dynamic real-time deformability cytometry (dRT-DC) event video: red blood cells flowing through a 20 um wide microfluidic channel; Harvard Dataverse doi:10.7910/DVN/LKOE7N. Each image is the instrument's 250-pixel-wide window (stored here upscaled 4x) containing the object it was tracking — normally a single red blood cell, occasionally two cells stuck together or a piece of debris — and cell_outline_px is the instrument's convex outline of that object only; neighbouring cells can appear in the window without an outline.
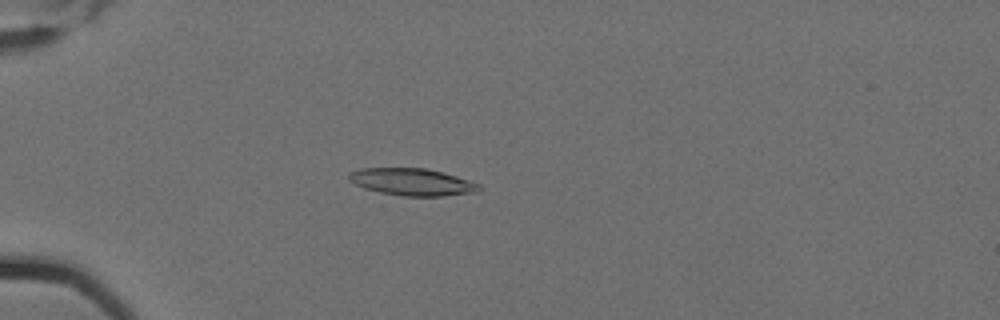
{"species": "Egyptian fruit bat (a non-hibernating species)", "species_latin": "Rousettus aegyptiacus", "temperature_condition": "cold", "stored_images_in_passage": 10, "camera_frame_rate_fps": 3000, "um_per_image_px": 0.085, "animal": {"sex": "female"}, "frame": {"image": 1, "passage_image": 5, "time_ms": 1.333, "image_size_px": [1000, 320], "cell_outline_px": [[480, 192], [444, 196], [400, 196], [380, 192], [364, 188], [348, 180], [348, 172], [360, 168], [424, 168], [444, 172], [480, 184]], "centroid_in_image_um": [35.03, 15.47], "position_along_channel_um": 50.0, "area_um2": 20.75}}
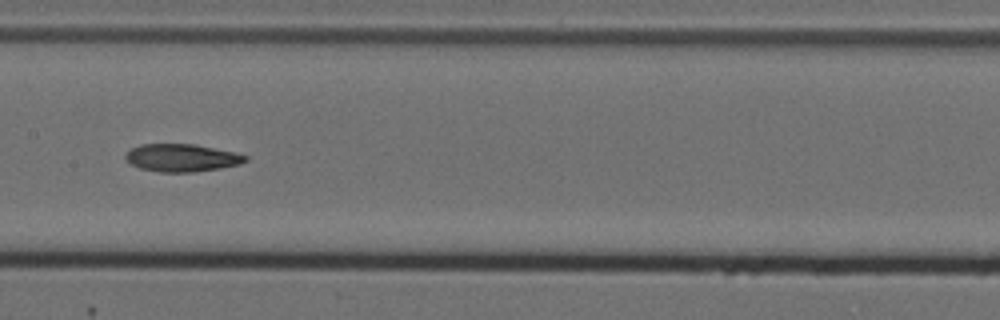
{"frame": {"image": 2, "passage_image": 9, "time_ms": 2.667, "image_size_px": [1000, 320], "cell_outline_px": [[248, 160], [240, 164], [220, 168], [192, 172], [160, 172], [140, 168], [124, 160], [124, 156], [132, 148], [140, 144], [196, 144], [236, 152], [248, 156]], "centroid_in_image_um": [15.47, 13.41], "position_along_channel_um": 191.9, "area_um2": 19.42}}
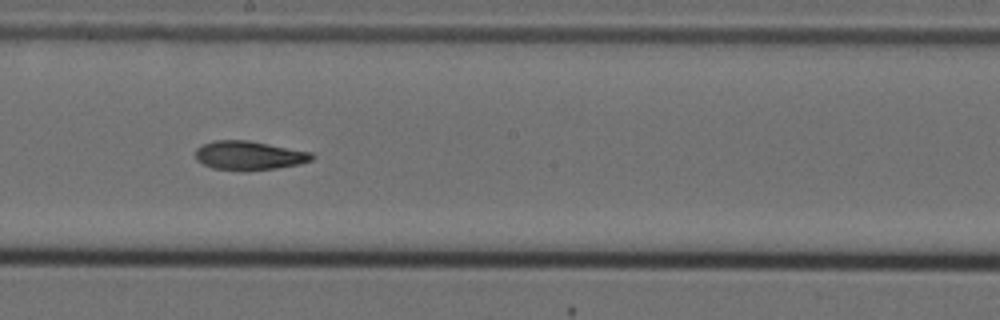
{"frame": {"image": 3, "passage_image": 10, "time_ms": 3.0, "image_size_px": [1000, 320], "cell_outline_px": [[316, 156], [312, 160], [300, 164], [276, 168], [244, 172], [212, 168], [196, 160], [196, 148], [212, 140], [248, 140], [312, 152]], "centroid_in_image_um": [21.18, 13.23], "position_along_channel_um": 227.0, "area_um2": 19.94}}